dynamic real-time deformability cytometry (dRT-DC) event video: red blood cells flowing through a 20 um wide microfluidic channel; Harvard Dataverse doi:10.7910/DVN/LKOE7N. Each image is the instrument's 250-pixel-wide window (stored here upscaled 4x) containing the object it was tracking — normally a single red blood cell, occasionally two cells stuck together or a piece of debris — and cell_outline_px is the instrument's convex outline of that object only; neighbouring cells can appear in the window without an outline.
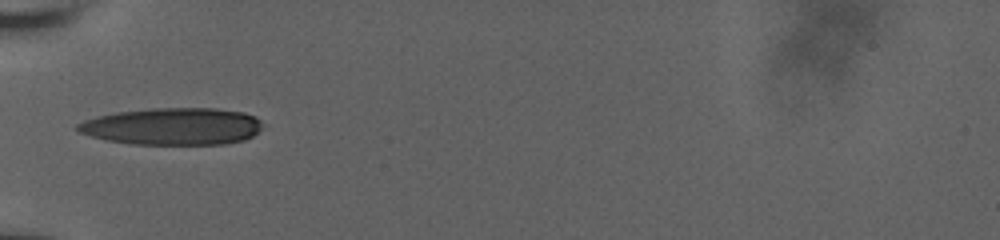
{"species": "human", "species_latin": "Homo sapiens", "temperature_condition": "room temperature", "stored_images_in_passage": 36, "camera_frame_rate_fps": 3000, "um_per_image_px": 0.085, "donor": {"sex": "male"}, "frame": {"image": 1, "passage_image": 1, "time_ms": 0.0, "image_size_px": [1000, 240], "cell_outline_px": [[264, 124], [252, 136], [244, 140], [224, 144], [132, 144], [108, 140], [76, 132], [76, 124], [84, 120], [96, 116], [116, 112], [152, 108], [216, 108], [244, 112], [256, 116]], "centroid_in_image_um": [14.67, 10.73], "position_along_channel_um": 70.3, "area_um2": 40.17}}
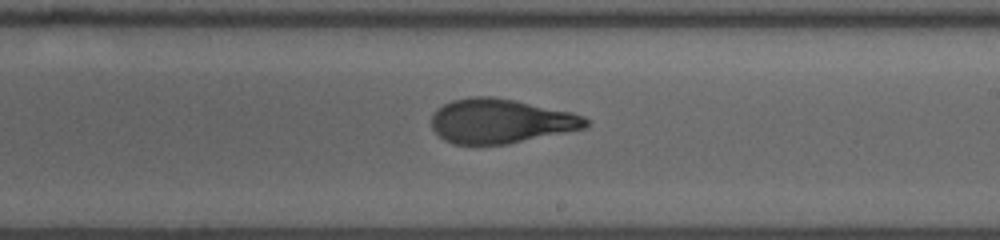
{"frame": {"image": 2, "passage_image": 15, "time_ms": 4.667, "image_size_px": [1000, 240], "cell_outline_px": [[592, 120], [584, 128], [508, 144], [452, 144], [444, 140], [432, 128], [432, 116], [436, 108], [452, 100], [472, 96], [492, 96], [572, 112], [584, 116]], "centroid_in_image_um": [42.54, 10.29], "position_along_channel_um": 246.5, "area_um2": 39.82}}
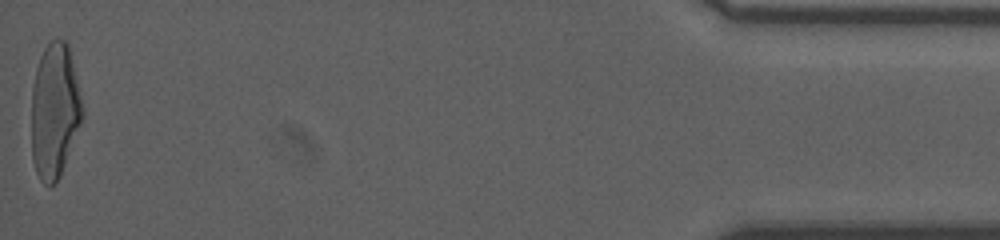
{"frame": {"image": 3, "passage_image": 36, "time_ms": 11.667, "image_size_px": [1000, 240], "cell_outline_px": [[84, 116], [60, 176], [48, 188], [40, 180], [36, 172], [32, 160], [32, 88], [36, 68], [40, 56], [44, 48], [52, 40], [68, 40], [84, 108]], "centroid_in_image_um": [4.66, 9.41], "position_along_channel_um": 430.5, "area_um2": 40.34}, "authors_computed_cell_mechanics": {"area_um2": 40.1421, "velocity_mm_per_s": 3.8349, "shape_relaxation_time_tau1_ms": 5.888, "shape_relaxation_time_tau2_ms": 0.9987, "deformation_change_tau1": 0.2387, "deformation_change_tau2": 0.091}}